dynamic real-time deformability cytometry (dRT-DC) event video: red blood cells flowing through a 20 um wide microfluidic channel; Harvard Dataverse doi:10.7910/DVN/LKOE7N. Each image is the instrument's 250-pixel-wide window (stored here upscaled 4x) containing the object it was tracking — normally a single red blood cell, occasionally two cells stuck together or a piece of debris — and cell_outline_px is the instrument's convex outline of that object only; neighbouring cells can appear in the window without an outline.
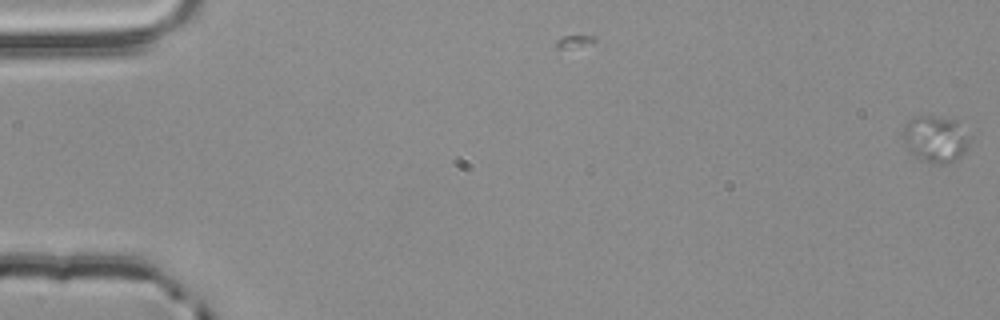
{"species": "common noctule bat (a hibernating species)", "species_latin": "Nyctalus noctula", "temperature_condition": "room temperature", "stored_images_in_passage": 4, "camera_frame_rate_fps": 3000, "um_per_image_px": 0.085, "animal": {"sex": "male", "body_mass_g": 20.4}, "frame": {"image": 1, "passage_image": 1, "time_ms": 0.0, "image_size_px": [1000, 320], "cell_outline_px": [[972, 136], [968, 148], [960, 156], [944, 164], [940, 164], [920, 160], [908, 152], [904, 140], [904, 124], [912, 116], [936, 116], [956, 120]], "centroid_in_image_um": [79.53, 11.79], "position_along_channel_um": 5.5, "area_um2": 18.38}}